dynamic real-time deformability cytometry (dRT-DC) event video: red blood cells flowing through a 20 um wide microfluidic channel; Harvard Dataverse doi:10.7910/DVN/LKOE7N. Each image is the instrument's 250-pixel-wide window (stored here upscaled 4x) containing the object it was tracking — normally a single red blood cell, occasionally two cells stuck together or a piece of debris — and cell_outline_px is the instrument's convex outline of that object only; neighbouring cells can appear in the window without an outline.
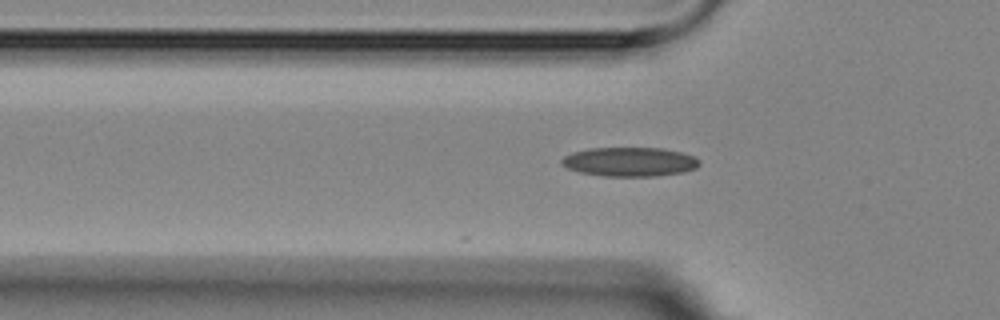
{"species": "Egyptian fruit bat (a non-hibernating species)", "species_latin": "Rousettus aegyptiacus", "temperature_condition": "room temperature", "stored_images_in_passage": 8, "camera_frame_rate_fps": 3000, "um_per_image_px": 0.085, "animal": {"sex": "female"}, "frame": {"image": 1, "passage_image": 5, "time_ms": 5.667, "image_size_px": [1000, 320], "cell_outline_px": [[700, 164], [696, 168], [680, 172], [656, 176], [604, 176], [580, 172], [568, 168], [560, 164], [560, 160], [564, 156], [572, 152], [588, 148], [664, 148], [696, 156], [700, 160]], "centroid_in_image_um": [53.51, 13.74], "position_along_channel_um": 72.3, "area_um2": 23.47}}
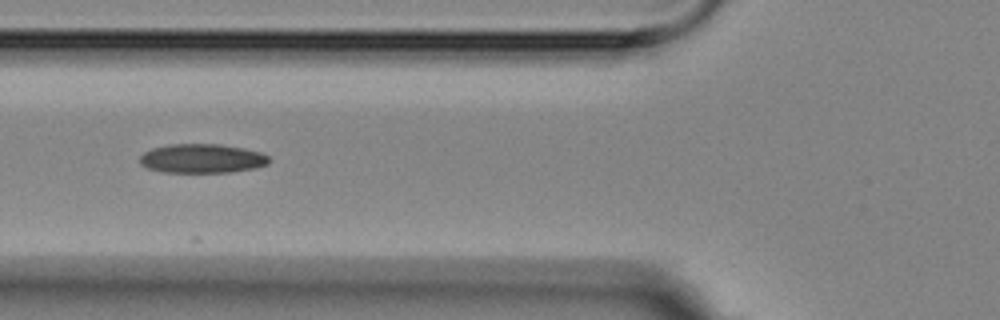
{"frame": {"image": 2, "passage_image": 6, "time_ms": 6.667, "image_size_px": [1000, 320], "cell_outline_px": [[268, 164], [256, 168], [228, 172], [164, 172], [148, 168], [140, 164], [140, 156], [144, 152], [152, 148], [168, 144], [220, 144], [244, 148], [260, 152], [268, 156]], "centroid_in_image_um": [17.16, 13.46], "position_along_channel_um": 108.6, "area_um2": 21.91}}
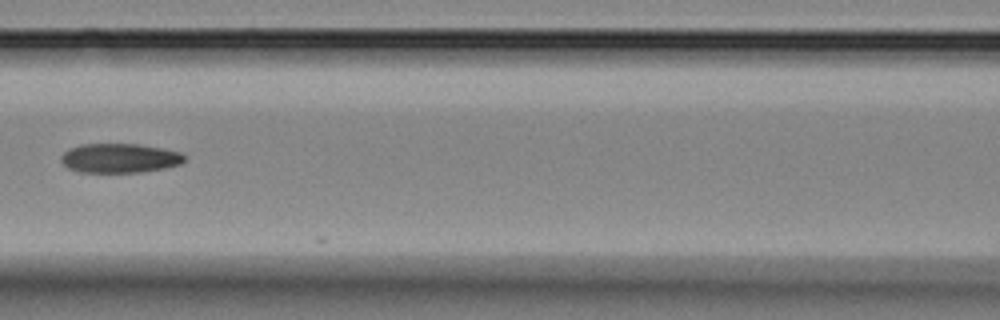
{"frame": {"image": 3, "passage_image": 7, "time_ms": 8.0, "image_size_px": [1000, 320], "cell_outline_px": [[184, 160], [180, 164], [164, 168], [140, 172], [80, 172], [68, 168], [60, 160], [60, 156], [68, 148], [80, 144], [140, 144], [180, 152], [184, 156]], "centroid_in_image_um": [10.12, 13.43], "position_along_channel_um": 156.5, "area_um2": 21.04}}